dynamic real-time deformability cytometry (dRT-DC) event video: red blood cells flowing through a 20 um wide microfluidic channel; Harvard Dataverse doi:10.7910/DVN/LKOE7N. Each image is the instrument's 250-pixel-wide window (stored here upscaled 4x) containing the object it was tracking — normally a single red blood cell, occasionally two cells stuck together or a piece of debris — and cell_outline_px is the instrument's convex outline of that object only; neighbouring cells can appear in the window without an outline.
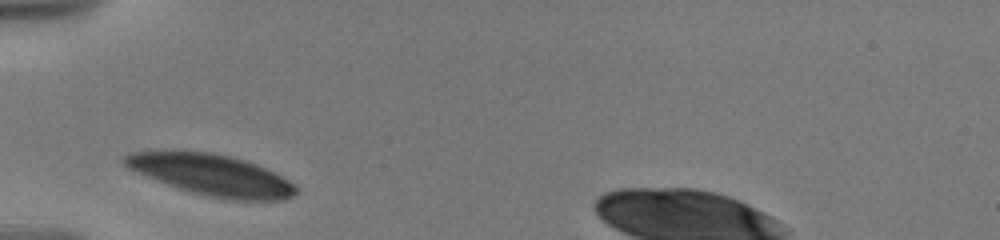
{"species": "human", "species_latin": "Homo sapiens", "temperature_condition": "warm", "stored_images_in_passage": 50, "camera_frame_rate_fps": 3000, "um_per_image_px": 0.085, "donor": {"sex": "male"}, "frame": {"image": 1, "passage_image": 1, "time_ms": 0.0, "image_size_px": [1000, 240], "cell_outline_px": [[300, 192], [296, 196], [284, 200], [228, 200], [192, 192], [176, 188], [136, 172], [128, 168], [120, 160], [124, 156], [132, 152], [172, 148], [212, 152], [244, 160], [256, 164], [288, 180], [300, 188]], "centroid_in_image_um": [17.94, 14.84], "position_along_channel_um": 67.1, "area_um2": 41.96}}
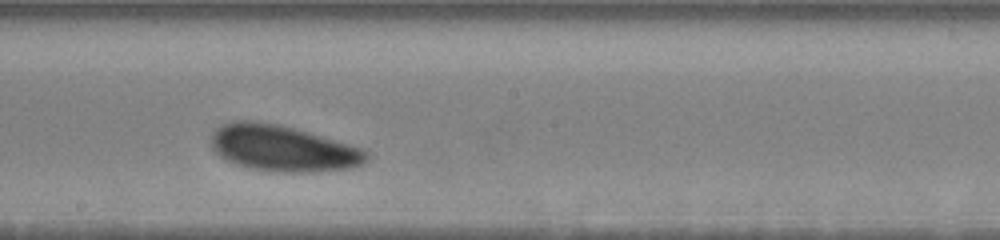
{"frame": {"image": 2, "passage_image": 30, "time_ms": 4.667, "image_size_px": [1000, 240], "cell_outline_px": [[368, 160], [352, 168], [320, 172], [268, 172], [248, 168], [236, 164], [220, 156], [212, 148], [212, 132], [216, 128], [232, 120], [248, 120], [276, 124], [292, 128], [348, 144], [360, 148], [368, 152]], "centroid_in_image_um": [24.01, 12.63], "position_along_channel_um": 224.2, "area_um2": 41.56}}
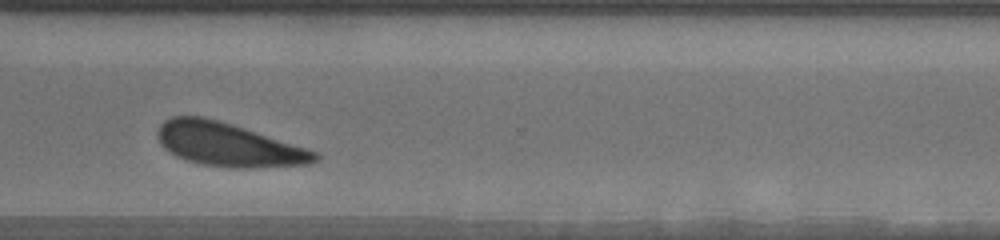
{"frame": {"image": 3, "passage_image": 49, "time_ms": 8.333, "image_size_px": [1000, 240], "cell_outline_px": [[320, 160], [308, 164], [252, 168], [232, 168], [200, 164], [176, 156], [164, 148], [160, 144], [156, 132], [160, 124], [164, 120], [172, 116], [204, 116], [232, 124], [316, 152], [320, 156]], "centroid_in_image_um": [19.35, 12.29], "position_along_channel_um": 351.2, "area_um2": 39.65}}